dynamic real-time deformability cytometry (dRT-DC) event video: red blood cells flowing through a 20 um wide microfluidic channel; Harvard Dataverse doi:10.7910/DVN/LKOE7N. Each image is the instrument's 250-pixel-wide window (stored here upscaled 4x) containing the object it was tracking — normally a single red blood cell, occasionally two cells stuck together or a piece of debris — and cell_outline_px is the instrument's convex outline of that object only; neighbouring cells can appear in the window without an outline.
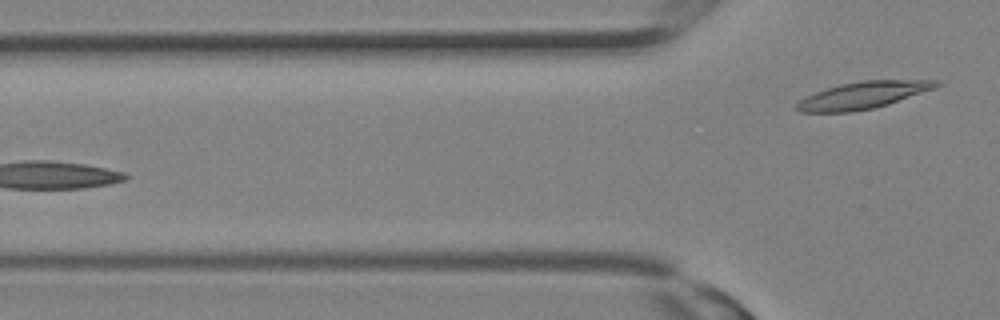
{"species": "Egyptian fruit bat (a non-hibernating species)", "species_latin": "Rousettus aegyptiacus", "temperature_condition": "room temperature", "stored_images_in_passage": 6, "segment_of_instrument_passage": [2, 2], "camera_frame_rate_fps": 3000, "um_per_image_px": 0.085, "animal": {"sex": "female"}, "frame": {"image": 1, "passage_image": 6, "time_ms": 1.667, "image_size_px": [1000, 320], "cell_outline_px": [[940, 84], [932, 88], [888, 104], [872, 108], [852, 112], [800, 112], [796, 108], [796, 104], [804, 96], [840, 84], [864, 80], [940, 80]], "centroid_in_image_um": [73.29, 8.09], "position_along_channel_um": 52.5, "area_um2": 21.56}}